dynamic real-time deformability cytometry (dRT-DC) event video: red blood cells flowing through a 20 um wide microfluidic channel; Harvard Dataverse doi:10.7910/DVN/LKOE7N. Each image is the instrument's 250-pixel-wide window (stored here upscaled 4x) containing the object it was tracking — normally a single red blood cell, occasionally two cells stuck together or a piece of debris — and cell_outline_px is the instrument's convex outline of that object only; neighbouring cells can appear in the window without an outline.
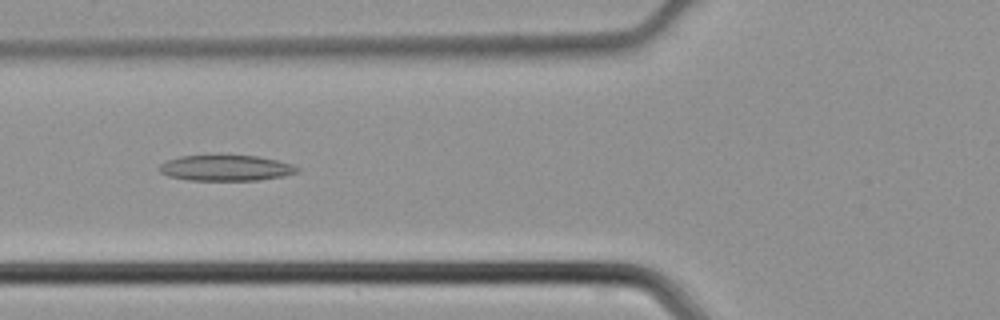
{"species": "common noctule bat (a hibernating species)", "species_latin": "Nyctalus noctula", "temperature_condition": "cold", "stored_images_in_passage": 36, "camera_frame_rate_fps": 3000, "um_per_image_px": 0.085, "animal": {"sex": "male", "body_mass_g": 21.5, "forearm_length_mm": 52.0}, "frame": {"image": 1, "passage_image": 8, "time_ms": 2.333, "image_size_px": [1000, 320], "cell_outline_px": [[300, 168], [296, 172], [284, 176], [260, 180], [188, 180], [168, 176], [160, 172], [156, 168], [160, 164], [168, 160], [180, 156], [220, 152], [256, 156], [276, 160], [292, 164]], "centroid_in_image_um": [19.14, 14.23], "position_along_channel_um": 106.7, "area_um2": 21.62}}
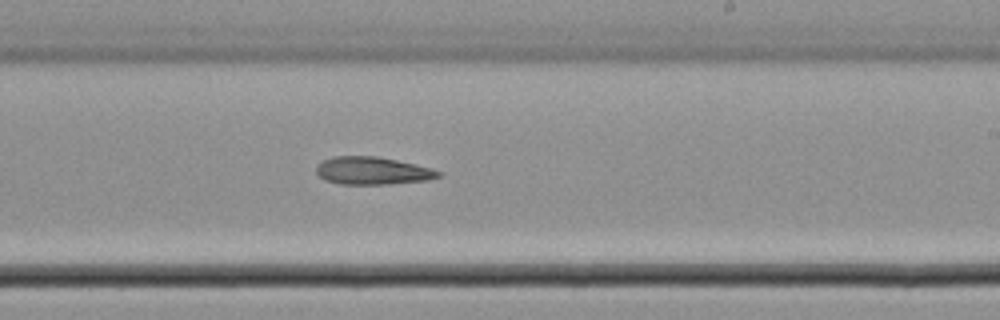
{"frame": {"image": 2, "passage_image": 18, "time_ms": 5.667, "image_size_px": [1000, 320], "cell_outline_px": [[440, 176], [428, 180], [388, 184], [340, 184], [324, 180], [316, 172], [316, 168], [324, 160], [332, 156], [376, 156], [396, 160], [428, 168], [440, 172]], "centroid_in_image_um": [31.61, 14.52], "position_along_channel_um": 257.4, "area_um2": 19.36}}
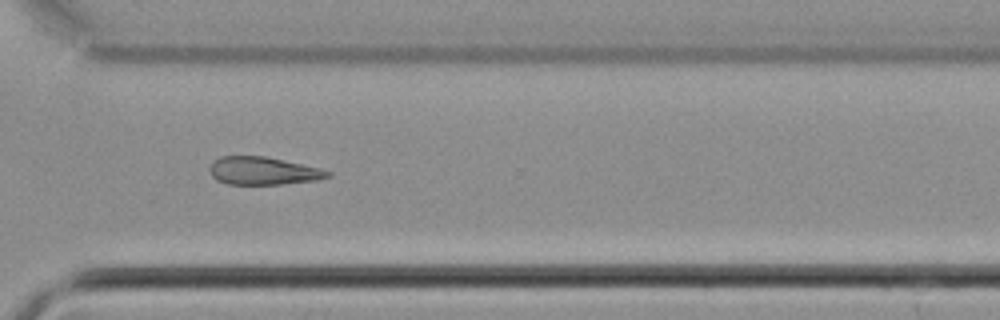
{"frame": {"image": 3, "passage_image": 24, "time_ms": 7.667, "image_size_px": [1000, 320], "cell_outline_px": [[332, 176], [316, 180], [280, 184], [228, 184], [216, 180], [212, 176], [208, 168], [212, 160], [220, 156], [264, 156], [320, 168], [332, 172]], "centroid_in_image_um": [22.33, 14.52], "position_along_channel_um": 348.3, "area_um2": 19.19}}